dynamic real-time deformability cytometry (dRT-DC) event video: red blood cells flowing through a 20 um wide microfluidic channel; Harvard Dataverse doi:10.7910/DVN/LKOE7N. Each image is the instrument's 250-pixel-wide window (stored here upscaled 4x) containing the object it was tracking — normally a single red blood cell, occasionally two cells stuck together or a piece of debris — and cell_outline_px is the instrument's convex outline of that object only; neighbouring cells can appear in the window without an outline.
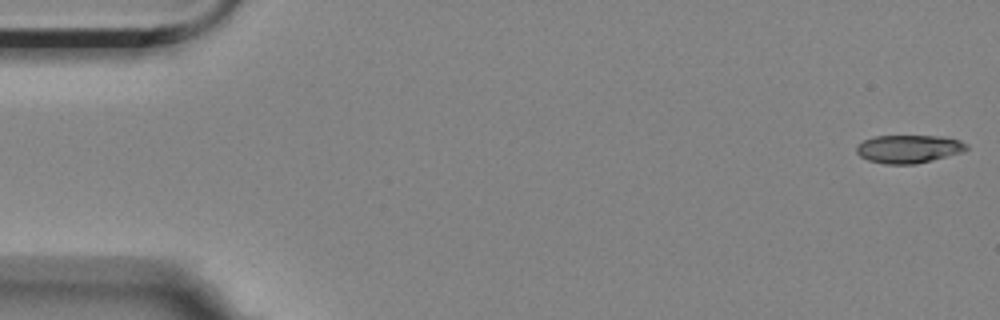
{"species": "Egyptian fruit bat (a non-hibernating species)", "species_latin": "Rousettus aegyptiacus", "temperature_condition": "room temperature", "stored_images_in_passage": 5, "camera_frame_rate_fps": 3000, "um_per_image_px": 0.085, "animal": {"sex": "female"}, "frame": {"image": 1, "passage_image": 1, "time_ms": 0.0, "image_size_px": [1000, 320], "cell_outline_px": [[968, 148], [964, 152], [916, 164], [884, 164], [868, 160], [860, 156], [856, 152], [856, 144], [864, 140], [876, 136], [940, 136], [960, 140], [968, 144]], "centroid_in_image_um": [77.24, 12.66], "position_along_channel_um": 7.8, "area_um2": 18.15}}
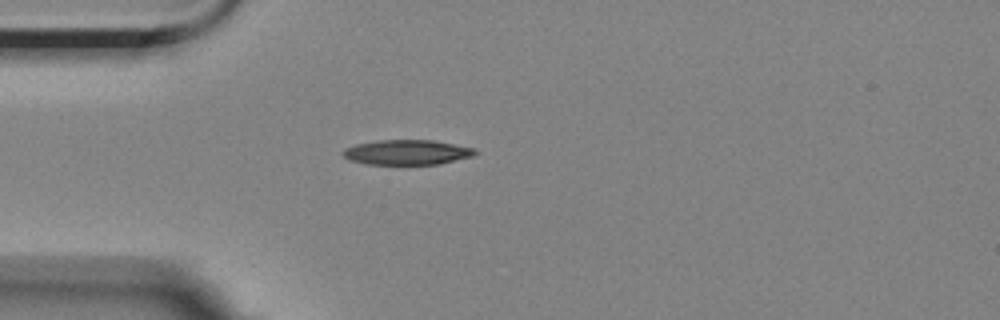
{"frame": {"image": 2, "passage_image": 5, "time_ms": 4.667, "image_size_px": [1000, 320], "cell_outline_px": [[476, 152], [472, 156], [440, 164], [368, 164], [352, 160], [344, 156], [340, 152], [344, 148], [356, 144], [376, 140], [432, 140], [476, 148]], "centroid_in_image_um": [34.58, 12.94], "position_along_channel_um": 50.4, "area_um2": 19.13}}